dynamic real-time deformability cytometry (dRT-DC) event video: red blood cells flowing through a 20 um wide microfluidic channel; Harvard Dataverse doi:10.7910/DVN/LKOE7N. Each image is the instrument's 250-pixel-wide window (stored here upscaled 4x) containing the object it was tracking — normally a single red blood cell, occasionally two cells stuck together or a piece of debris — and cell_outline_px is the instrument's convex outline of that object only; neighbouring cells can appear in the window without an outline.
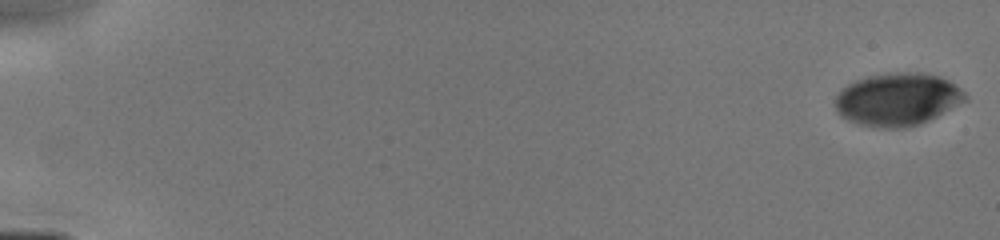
{"species": "human", "species_latin": "Homo sapiens", "temperature_condition": "cold", "stored_images_in_passage": 39, "camera_frame_rate_fps": 3000, "um_per_image_px": 0.085, "donor": {"sex": "male"}, "frame": {"image": 1, "passage_image": 1, "time_ms": 0.0, "image_size_px": [1000, 240], "cell_outline_px": [[968, 100], [920, 124], [904, 128], [880, 128], [860, 124], [848, 120], [840, 116], [836, 112], [836, 96], [848, 84], [856, 80], [868, 76], [896, 72], [920, 72], [940, 76], [948, 80], [960, 88], [968, 96]], "centroid_in_image_um": [76.31, 8.45], "position_along_channel_um": 8.7, "area_um2": 39.94}}
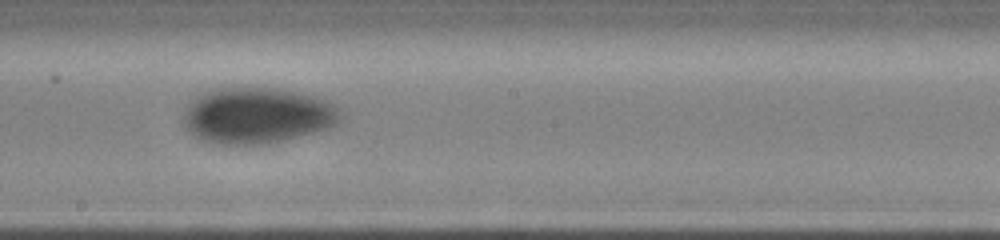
{"frame": {"image": 2, "passage_image": 23, "time_ms": 9.333, "image_size_px": [1000, 240], "cell_outline_px": [[344, 116], [336, 124], [328, 128], [268, 144], [220, 144], [200, 140], [184, 124], [184, 112], [188, 104], [196, 96], [204, 92], [216, 88], [280, 88], [300, 92], [328, 100], [340, 108]], "centroid_in_image_um": [21.9, 9.8], "position_along_channel_um": 226.3, "area_um2": 51.38}}
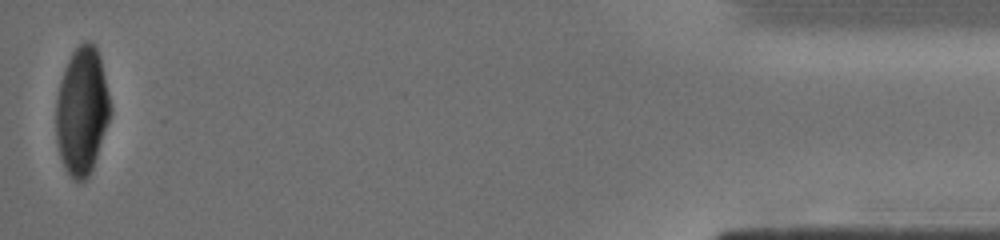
{"frame": {"image": 3, "passage_image": 38, "time_ms": 15.667, "image_size_px": [1000, 240], "cell_outline_px": [[112, 112], [92, 168], [88, 176], [84, 180], [76, 180], [68, 172], [60, 156], [56, 140], [56, 100], [60, 80], [68, 60], [72, 52], [84, 40], [92, 40], [100, 56], [112, 108]], "centroid_in_image_um": [6.97, 9.37], "position_along_channel_um": 428.2, "area_um2": 40.23}}